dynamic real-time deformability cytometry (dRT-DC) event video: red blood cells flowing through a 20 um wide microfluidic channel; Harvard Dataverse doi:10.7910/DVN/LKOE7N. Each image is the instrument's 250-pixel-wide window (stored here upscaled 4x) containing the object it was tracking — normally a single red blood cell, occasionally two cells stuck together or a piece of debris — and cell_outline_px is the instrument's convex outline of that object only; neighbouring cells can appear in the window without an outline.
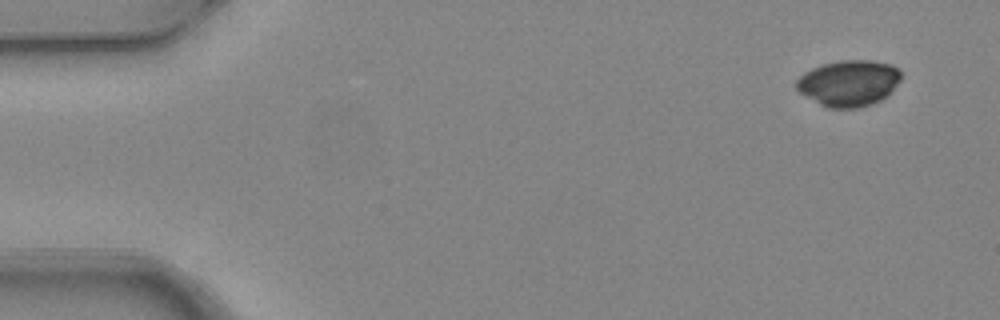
{"species": "common noctule bat (a hibernating species)", "species_latin": "Nyctalus noctula", "temperature_condition": "warm", "stored_images_in_passage": 5, "camera_frame_rate_fps": 3000, "um_per_image_px": 0.085, "animal": {"sex": "female", "body_mass_g": 24.6, "forearm_length_mm": 56.2}, "frame": {"image": 1, "passage_image": 1, "time_ms": 0.0, "image_size_px": [1000, 320], "cell_outline_px": [[900, 80], [892, 92], [880, 100], [872, 104], [856, 108], [828, 108], [820, 104], [800, 92], [796, 88], [796, 80], [804, 72], [812, 68], [824, 64], [840, 60], [872, 60], [892, 64], [900, 68]], "centroid_in_image_um": [72.17, 7.05], "position_along_channel_um": 12.8, "area_um2": 28.21}}
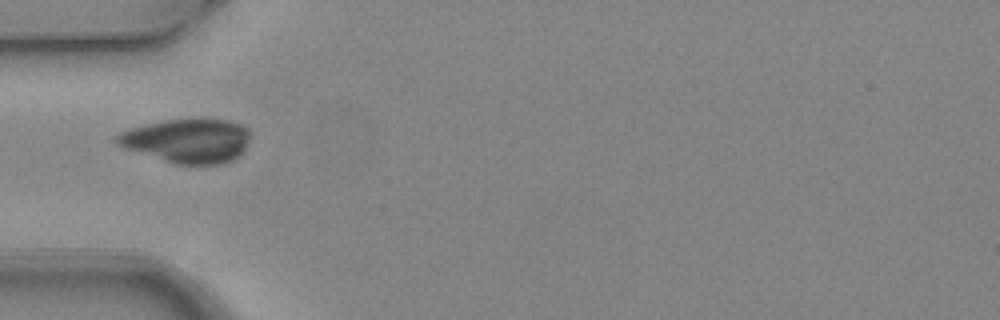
{"frame": {"image": 2, "passage_image": 5, "time_ms": 1.333, "image_size_px": [1000, 320], "cell_outline_px": [[252, 132], [244, 152], [240, 156], [232, 160], [220, 164], [172, 164], [124, 148], [116, 144], [116, 136], [120, 132], [132, 128], [164, 120], [228, 120], [240, 124], [248, 128]], "centroid_in_image_um": [15.96, 11.99], "position_along_channel_um": 69.0, "area_um2": 34.33}}